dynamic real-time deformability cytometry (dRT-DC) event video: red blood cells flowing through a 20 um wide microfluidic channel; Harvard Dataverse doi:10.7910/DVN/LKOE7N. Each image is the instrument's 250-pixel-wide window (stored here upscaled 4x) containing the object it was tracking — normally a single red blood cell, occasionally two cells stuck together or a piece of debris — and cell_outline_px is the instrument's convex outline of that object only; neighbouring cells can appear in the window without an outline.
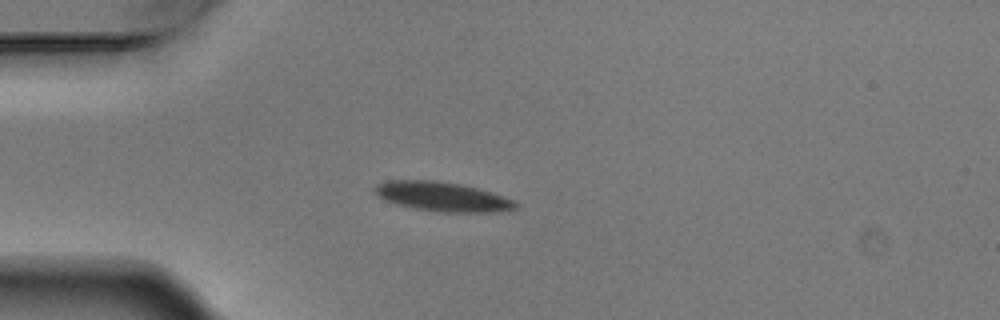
{"species": "Egyptian fruit bat (a non-hibernating species)", "species_latin": "Rousettus aegyptiacus", "temperature_condition": "warm", "stored_images_in_passage": 1, "camera_frame_rate_fps": 3000, "um_per_image_px": 0.085, "animal": {"sex": "male"}, "frame": {"image": 1, "passage_image": 1, "time_ms": 0.0, "image_size_px": [1000, 320], "cell_outline_px": [[520, 208], [496, 212], [440, 212], [412, 208], [396, 204], [384, 200], [376, 196], [372, 192], [372, 188], [376, 184], [388, 180], [432, 180], [460, 184], [476, 188], [516, 200], [520, 204]], "centroid_in_image_um": [37.57, 16.72], "position_along_channel_um": 47.4, "area_um2": 24.45}}